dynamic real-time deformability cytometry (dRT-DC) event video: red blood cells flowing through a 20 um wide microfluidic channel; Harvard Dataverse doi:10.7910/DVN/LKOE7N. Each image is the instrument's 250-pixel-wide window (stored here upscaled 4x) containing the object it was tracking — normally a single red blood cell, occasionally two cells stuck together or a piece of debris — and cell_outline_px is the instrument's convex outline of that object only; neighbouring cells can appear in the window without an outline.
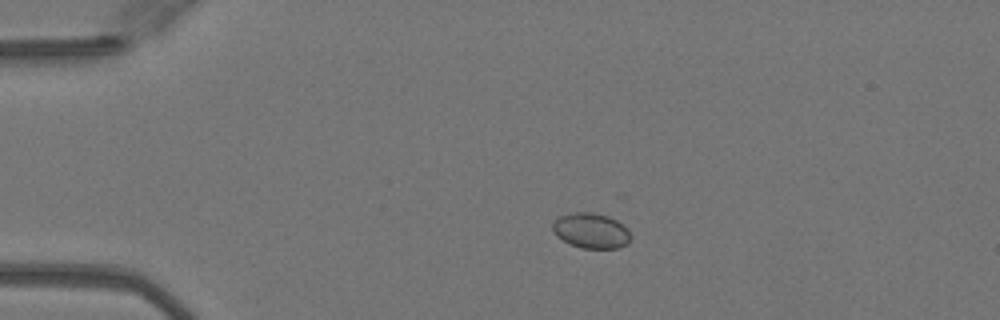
{"species": "Egyptian fruit bat (a non-hibernating species)", "species_latin": "Rousettus aegyptiacus", "temperature_condition": "warm", "stored_images_in_passage": 44, "camera_frame_rate_fps": 3000, "um_per_image_px": 0.085, "animal": {"sex": "female"}, "frame": {"image": 1, "passage_image": 5, "time_ms": 1.333, "image_size_px": [1000, 320], "cell_outline_px": [[628, 244], [620, 248], [580, 248], [556, 236], [552, 228], [552, 224], [560, 216], [572, 212], [592, 212], [608, 216], [616, 220], [628, 228]], "centroid_in_image_um": [50.23, 19.6], "position_along_channel_um": 34.8, "area_um2": 15.9}}
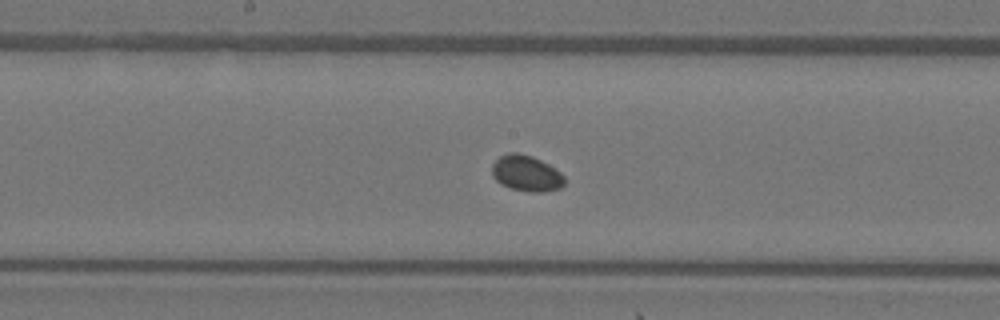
{"frame": {"image": 2, "passage_image": 21, "time_ms": 6.667, "image_size_px": [1000, 320], "cell_outline_px": [[564, 184], [560, 188], [544, 192], [532, 192], [512, 188], [500, 184], [492, 176], [492, 164], [500, 156], [508, 152], [520, 152], [532, 156], [548, 164], [560, 172], [564, 176]], "centroid_in_image_um": [44.72, 14.72], "position_along_channel_um": 203.5, "area_um2": 15.2}}
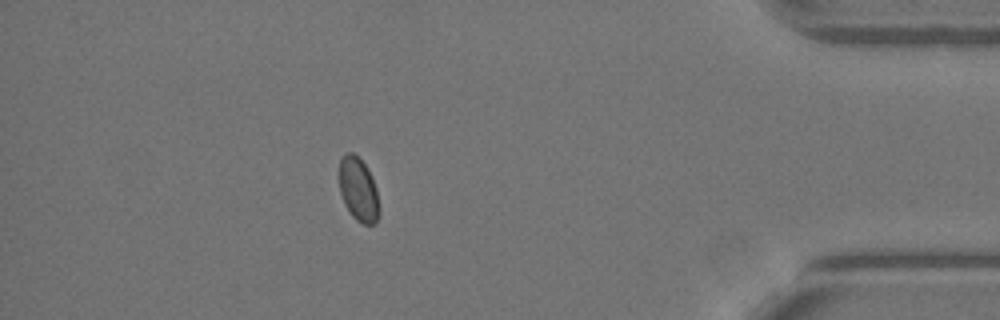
{"frame": {"image": 3, "passage_image": 39, "time_ms": 12.667, "image_size_px": [1000, 320], "cell_outline_px": [[380, 212], [376, 224], [364, 224], [356, 220], [348, 212], [344, 204], [340, 192], [340, 160], [348, 152], [352, 152], [364, 164], [376, 188], [380, 208]], "centroid_in_image_um": [30.47, 16.18], "position_along_channel_um": 404.7, "area_um2": 14.68}, "authors_computed_cell_mechanics": {"area_um2": 15.028, "velocity_mm_per_s": 4.058, "shape_relaxation_time_tau1_ms": null, "shape_relaxation_time_tau2_ms": 1.9972, "deformation_change_tau1": null, "deformation_change_tau2": 0.0246}}